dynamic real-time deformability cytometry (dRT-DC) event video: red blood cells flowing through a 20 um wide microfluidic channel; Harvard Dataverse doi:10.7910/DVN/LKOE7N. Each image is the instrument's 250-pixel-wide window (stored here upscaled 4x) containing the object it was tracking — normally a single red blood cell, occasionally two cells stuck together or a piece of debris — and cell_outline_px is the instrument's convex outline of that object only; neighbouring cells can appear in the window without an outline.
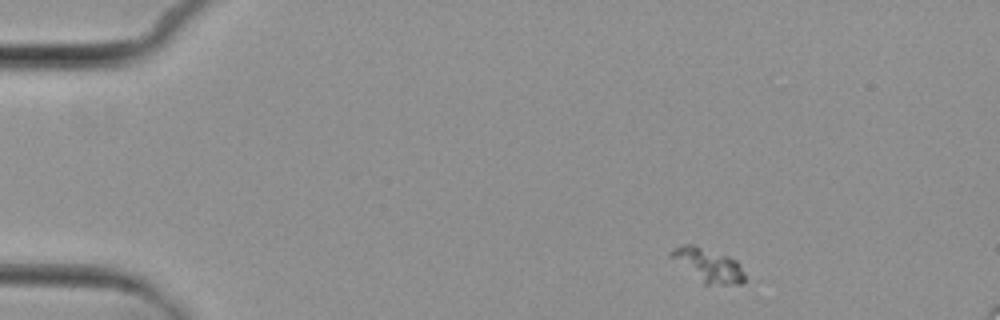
{"species": "common noctule bat (a hibernating species)", "species_latin": "Nyctalus noctula", "temperature_condition": "cold", "stored_images_in_passage": 15, "camera_frame_rate_fps": 3000, "um_per_image_px": 0.085, "animal": {"sex": "female", "body_mass_g": 29.2, "forearm_length_mm": 56.3}, "frame": {"image": 1, "passage_image": 1, "time_ms": 0.0, "image_size_px": [1000, 320], "cell_outline_px": [[744, 284], [704, 284], [668, 256], [668, 252], [672, 248], [680, 244], [692, 244], [728, 256], [736, 260], [740, 264], [744, 272]], "centroid_in_image_um": [60.16, 22.52], "position_along_channel_um": 24.8, "area_um2": 14.45}}
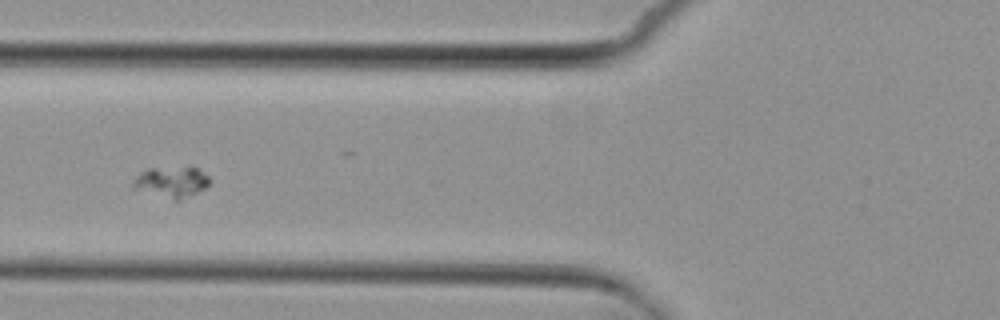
{"frame": {"image": 2, "passage_image": 5, "time_ms": 4.667, "image_size_px": [1000, 320], "cell_outline_px": [[212, 180], [208, 188], [180, 200], [176, 200], [132, 188], [132, 180], [140, 172], [148, 168], [196, 168], [208, 176]], "centroid_in_image_um": [14.6, 15.48], "position_along_channel_um": 111.2, "area_um2": 13.7}}
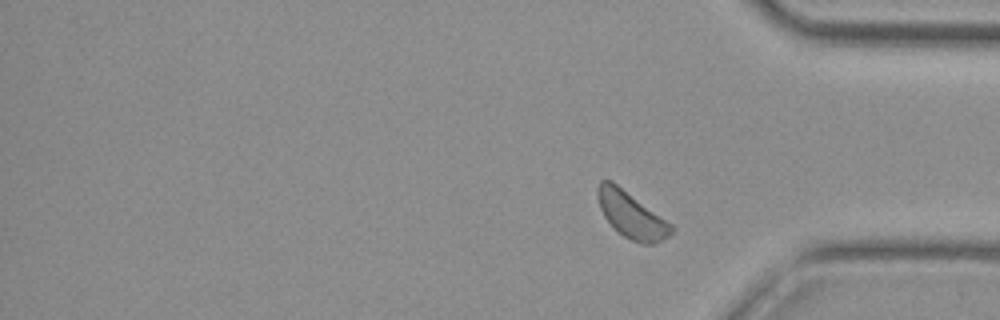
{"frame": {"image": 3, "passage_image": 15, "time_ms": 17.333, "image_size_px": [1000, 320], "cell_outline_px": [[676, 228], [668, 236], [652, 244], [640, 244], [624, 236], [604, 216], [600, 208], [596, 192], [596, 188], [600, 180], [612, 180], [672, 224]], "centroid_in_image_um": [53.66, 18.24], "position_along_channel_um": 381.5, "area_um2": 19.59}}